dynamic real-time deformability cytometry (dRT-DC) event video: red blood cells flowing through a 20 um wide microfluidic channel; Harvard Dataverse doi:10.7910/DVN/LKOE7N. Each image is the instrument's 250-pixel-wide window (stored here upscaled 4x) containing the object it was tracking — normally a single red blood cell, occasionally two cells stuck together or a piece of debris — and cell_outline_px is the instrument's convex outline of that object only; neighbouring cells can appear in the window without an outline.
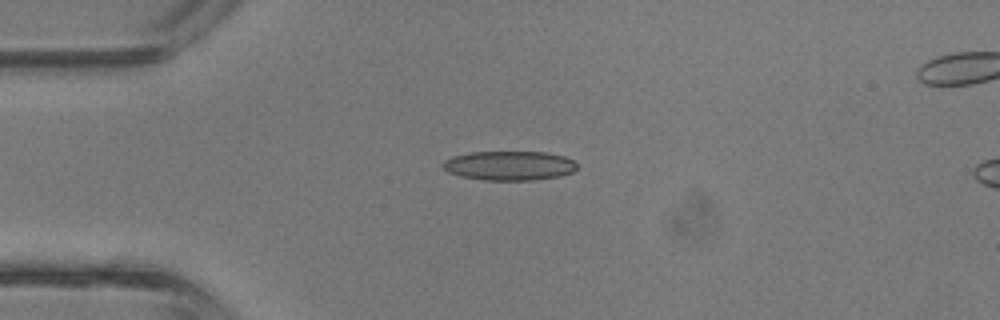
{"species": "common noctule bat (a hibernating species)", "species_latin": "Nyctalus noctula", "temperature_condition": "room temperature", "stored_images_in_passage": 3, "camera_frame_rate_fps": 3000, "um_per_image_px": 0.085, "animal": {"sex": "male", "body_mass_g": 13.3}, "frame": {"image": 1, "passage_image": 2, "time_ms": 0.333, "image_size_px": [1000, 320], "cell_outline_px": [[576, 168], [572, 172], [560, 176], [532, 180], [484, 180], [460, 176], [448, 172], [440, 164], [444, 160], [452, 156], [468, 152], [544, 152], [564, 156], [572, 160], [576, 164]], "centroid_in_image_um": [43.25, 14.07], "position_along_channel_um": 41.8, "area_um2": 22.95}}